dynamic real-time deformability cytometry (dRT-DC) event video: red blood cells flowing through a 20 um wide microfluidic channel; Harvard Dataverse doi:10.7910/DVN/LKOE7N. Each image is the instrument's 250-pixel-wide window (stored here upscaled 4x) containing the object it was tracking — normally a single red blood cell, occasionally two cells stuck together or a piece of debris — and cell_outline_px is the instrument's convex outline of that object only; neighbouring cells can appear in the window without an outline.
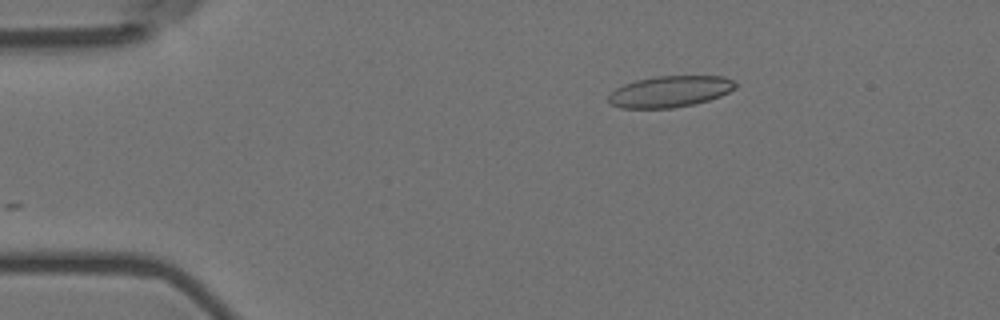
{"species": "Egyptian fruit bat (a non-hibernating species)", "species_latin": "Rousettus aegyptiacus", "temperature_condition": "room temperature", "stored_images_in_passage": 47, "camera_frame_rate_fps": 3000, "um_per_image_px": 0.085, "animal": {"sex": "female"}, "frame": {"image": 1, "passage_image": 1, "time_ms": 0.0, "image_size_px": [1000, 320], "cell_outline_px": [[736, 88], [720, 96], [708, 100], [692, 104], [672, 108], [620, 108], [612, 104], [608, 100], [608, 96], [616, 88], [624, 84], [636, 80], [656, 76], [724, 76], [736, 80]], "centroid_in_image_um": [56.97, 7.77], "position_along_channel_um": 28.0, "area_um2": 23.12}}
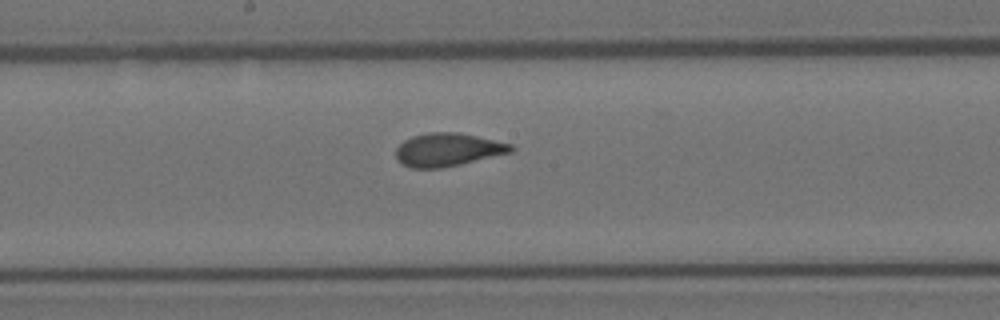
{"frame": {"image": 2, "passage_image": 21, "time_ms": 6.667, "image_size_px": [1000, 320], "cell_outline_px": [[516, 148], [512, 152], [460, 164], [440, 168], [412, 168], [404, 164], [396, 156], [396, 148], [404, 140], [412, 136], [428, 132], [460, 132], [512, 144]], "centroid_in_image_um": [38.09, 12.71], "position_along_channel_um": 210.1, "area_um2": 22.14}}
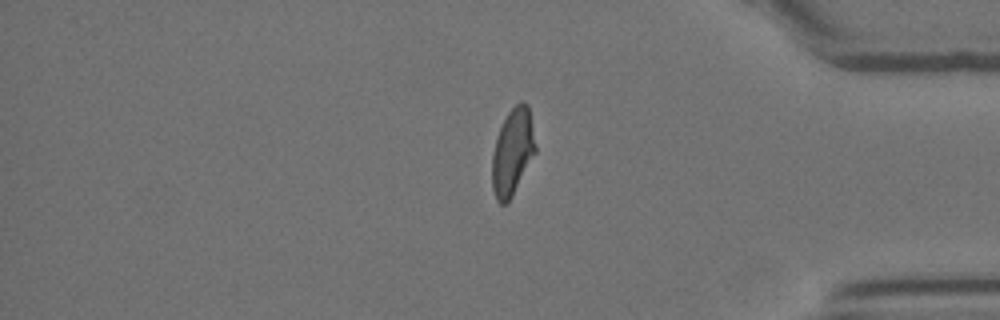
{"frame": {"image": 3, "passage_image": 38, "time_ms": 12.333, "image_size_px": [1000, 320], "cell_outline_px": [[536, 152], [512, 196], [504, 204], [500, 204], [496, 200], [492, 188], [492, 156], [496, 140], [500, 128], [508, 112], [520, 100], [524, 100], [528, 104], [536, 148]], "centroid_in_image_um": [43.57, 12.91], "position_along_channel_um": 391.6, "area_um2": 21.68}, "authors_computed_cell_mechanics": {"area_um2": 22.1374, "velocity_mm_per_s": 3.6177, "shape_relaxation_time_tau1_ms": 8.1093, "shape_relaxation_time_tau2_ms": 0.9622, "deformation_change_tau1": 0.1982, "deformation_change_tau2": 0.0833}}